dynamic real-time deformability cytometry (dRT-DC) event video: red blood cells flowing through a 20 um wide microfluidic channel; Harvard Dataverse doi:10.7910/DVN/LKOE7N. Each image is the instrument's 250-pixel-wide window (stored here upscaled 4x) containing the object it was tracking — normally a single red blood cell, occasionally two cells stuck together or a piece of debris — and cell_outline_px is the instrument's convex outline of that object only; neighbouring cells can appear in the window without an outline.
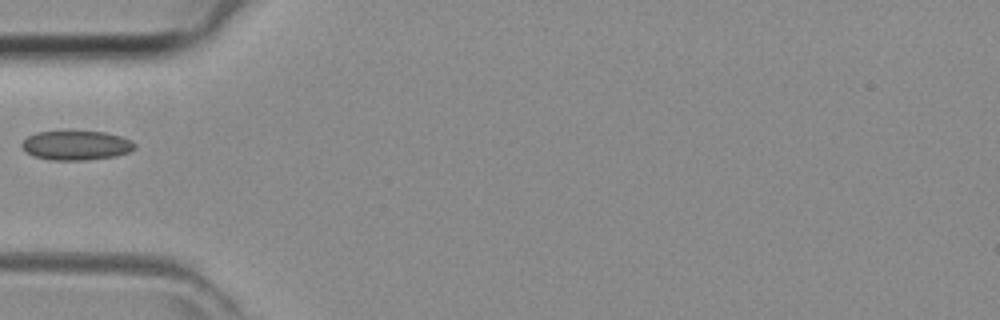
{"species": "common noctule bat (a hibernating species)", "species_latin": "Nyctalus noctula", "temperature_condition": "room temperature", "stored_images_in_passage": 30, "camera_frame_rate_fps": 3000, "um_per_image_px": 0.085, "animal": {"sex": "female", "body_mass_g": 29.2, "forearm_length_mm": 56.3}, "frame": {"image": 1, "passage_image": 1, "time_ms": 0.0, "image_size_px": [1000, 320], "cell_outline_px": [[136, 148], [128, 152], [116, 156], [84, 160], [52, 160], [32, 156], [20, 144], [28, 136], [36, 132], [104, 132], [120, 136], [132, 140], [136, 144]], "centroid_in_image_um": [6.5, 12.36], "position_along_channel_um": 78.5, "area_um2": 19.13}}
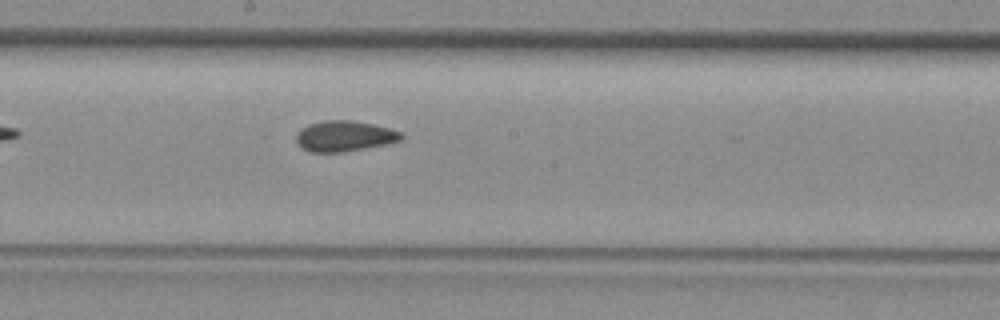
{"frame": {"image": 2, "passage_image": 10, "time_ms": 3.0, "image_size_px": [1000, 320], "cell_outline_px": [[404, 140], [388, 144], [344, 152], [308, 152], [300, 148], [296, 140], [296, 136], [308, 124], [324, 120], [352, 120], [372, 124], [404, 132]], "centroid_in_image_um": [29.33, 11.58], "position_along_channel_um": 218.9, "area_um2": 18.96}}
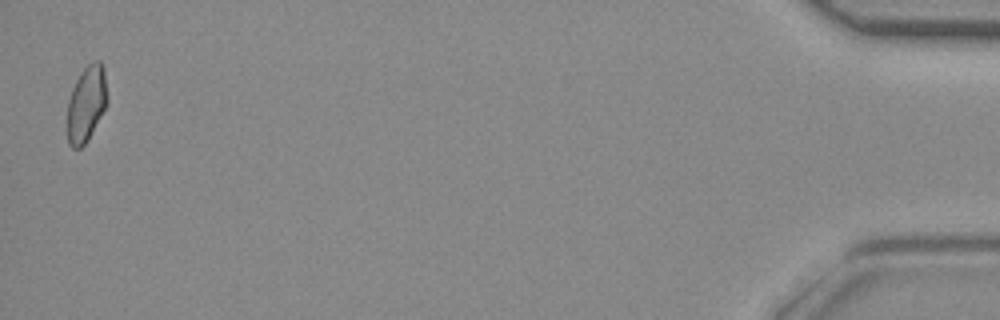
{"frame": {"image": 3, "passage_image": 30, "time_ms": 9.667, "image_size_px": [1000, 320], "cell_outline_px": [[108, 100], [88, 140], [80, 148], [72, 148], [68, 144], [68, 100], [72, 88], [76, 80], [84, 68], [88, 64], [96, 60], [100, 60], [104, 68], [108, 96]], "centroid_in_image_um": [7.35, 8.8], "position_along_channel_um": 427.9, "area_um2": 17.57}}